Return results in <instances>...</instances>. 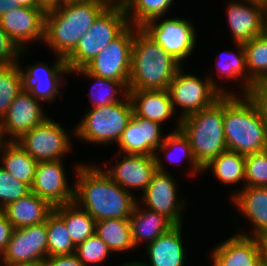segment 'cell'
Masks as SVG:
<instances>
[{"label":"cell","mask_w":267,"mask_h":266,"mask_svg":"<svg viewBox=\"0 0 267 266\" xmlns=\"http://www.w3.org/2000/svg\"><path fill=\"white\" fill-rule=\"evenodd\" d=\"M74 202L88 212L95 221L128 219L138 199L115 183L102 167L77 164L75 167Z\"/></svg>","instance_id":"cell-1"},{"label":"cell","mask_w":267,"mask_h":266,"mask_svg":"<svg viewBox=\"0 0 267 266\" xmlns=\"http://www.w3.org/2000/svg\"><path fill=\"white\" fill-rule=\"evenodd\" d=\"M112 0L66 2L46 10L43 43L66 59Z\"/></svg>","instance_id":"cell-2"},{"label":"cell","mask_w":267,"mask_h":266,"mask_svg":"<svg viewBox=\"0 0 267 266\" xmlns=\"http://www.w3.org/2000/svg\"><path fill=\"white\" fill-rule=\"evenodd\" d=\"M224 135L227 150L242 155L267 149V125L251 94L224 95Z\"/></svg>","instance_id":"cell-3"},{"label":"cell","mask_w":267,"mask_h":266,"mask_svg":"<svg viewBox=\"0 0 267 266\" xmlns=\"http://www.w3.org/2000/svg\"><path fill=\"white\" fill-rule=\"evenodd\" d=\"M181 67L142 28L134 32L128 90H167Z\"/></svg>","instance_id":"cell-4"},{"label":"cell","mask_w":267,"mask_h":266,"mask_svg":"<svg viewBox=\"0 0 267 266\" xmlns=\"http://www.w3.org/2000/svg\"><path fill=\"white\" fill-rule=\"evenodd\" d=\"M180 130L189 139L194 158L202 168L226 151L224 95L211 106L181 119Z\"/></svg>","instance_id":"cell-5"},{"label":"cell","mask_w":267,"mask_h":266,"mask_svg":"<svg viewBox=\"0 0 267 266\" xmlns=\"http://www.w3.org/2000/svg\"><path fill=\"white\" fill-rule=\"evenodd\" d=\"M129 26L121 2H112L94 21L65 59L70 71L84 68Z\"/></svg>","instance_id":"cell-6"},{"label":"cell","mask_w":267,"mask_h":266,"mask_svg":"<svg viewBox=\"0 0 267 266\" xmlns=\"http://www.w3.org/2000/svg\"><path fill=\"white\" fill-rule=\"evenodd\" d=\"M132 115L133 106L127 95L118 103L88 110L72 133L77 140L94 145L117 144Z\"/></svg>","instance_id":"cell-7"},{"label":"cell","mask_w":267,"mask_h":266,"mask_svg":"<svg viewBox=\"0 0 267 266\" xmlns=\"http://www.w3.org/2000/svg\"><path fill=\"white\" fill-rule=\"evenodd\" d=\"M183 66L177 71L168 85L169 93L174 110L176 106H181L180 115L174 131L180 130L181 119L203 110L214 104L223 95H234V93L226 91L221 84H218L211 75L203 79H199L196 75L184 73ZM223 88V89H222Z\"/></svg>","instance_id":"cell-8"},{"label":"cell","mask_w":267,"mask_h":266,"mask_svg":"<svg viewBox=\"0 0 267 266\" xmlns=\"http://www.w3.org/2000/svg\"><path fill=\"white\" fill-rule=\"evenodd\" d=\"M64 129L49 117L15 142L37 162L62 160L72 149L71 136Z\"/></svg>","instance_id":"cell-9"},{"label":"cell","mask_w":267,"mask_h":266,"mask_svg":"<svg viewBox=\"0 0 267 266\" xmlns=\"http://www.w3.org/2000/svg\"><path fill=\"white\" fill-rule=\"evenodd\" d=\"M48 256L46 223L14 229L0 266H35Z\"/></svg>","instance_id":"cell-10"},{"label":"cell","mask_w":267,"mask_h":266,"mask_svg":"<svg viewBox=\"0 0 267 266\" xmlns=\"http://www.w3.org/2000/svg\"><path fill=\"white\" fill-rule=\"evenodd\" d=\"M156 160L157 171L146 190L141 195L143 206L146 209L166 216L175 225L182 224V211L187 202L180 200L177 196V182L170 172L163 166V161L159 156H154ZM165 169V170H164Z\"/></svg>","instance_id":"cell-11"},{"label":"cell","mask_w":267,"mask_h":266,"mask_svg":"<svg viewBox=\"0 0 267 266\" xmlns=\"http://www.w3.org/2000/svg\"><path fill=\"white\" fill-rule=\"evenodd\" d=\"M138 29L129 25L117 38L111 41L84 69L92 75L129 81L131 71L134 32Z\"/></svg>","instance_id":"cell-12"},{"label":"cell","mask_w":267,"mask_h":266,"mask_svg":"<svg viewBox=\"0 0 267 266\" xmlns=\"http://www.w3.org/2000/svg\"><path fill=\"white\" fill-rule=\"evenodd\" d=\"M159 19L149 21L141 28L182 64V61L193 53L196 45L197 36L193 23L180 17L166 18L161 20L162 22H159Z\"/></svg>","instance_id":"cell-13"},{"label":"cell","mask_w":267,"mask_h":266,"mask_svg":"<svg viewBox=\"0 0 267 266\" xmlns=\"http://www.w3.org/2000/svg\"><path fill=\"white\" fill-rule=\"evenodd\" d=\"M40 102L42 103L41 100L35 99L26 89L16 96L7 113L0 120L2 141L17 140L23 133L40 125L49 117L45 115L42 108L43 104Z\"/></svg>","instance_id":"cell-14"},{"label":"cell","mask_w":267,"mask_h":266,"mask_svg":"<svg viewBox=\"0 0 267 266\" xmlns=\"http://www.w3.org/2000/svg\"><path fill=\"white\" fill-rule=\"evenodd\" d=\"M62 160L37 163L30 191L53 207L74 202L75 185L69 186Z\"/></svg>","instance_id":"cell-15"},{"label":"cell","mask_w":267,"mask_h":266,"mask_svg":"<svg viewBox=\"0 0 267 266\" xmlns=\"http://www.w3.org/2000/svg\"><path fill=\"white\" fill-rule=\"evenodd\" d=\"M212 250L211 266H258L267 256L266 240L233 234Z\"/></svg>","instance_id":"cell-16"},{"label":"cell","mask_w":267,"mask_h":266,"mask_svg":"<svg viewBox=\"0 0 267 266\" xmlns=\"http://www.w3.org/2000/svg\"><path fill=\"white\" fill-rule=\"evenodd\" d=\"M44 8L18 7L0 17V25L21 50H28V43L44 41Z\"/></svg>","instance_id":"cell-17"},{"label":"cell","mask_w":267,"mask_h":266,"mask_svg":"<svg viewBox=\"0 0 267 266\" xmlns=\"http://www.w3.org/2000/svg\"><path fill=\"white\" fill-rule=\"evenodd\" d=\"M53 64L50 66L47 63L38 62L35 65H26L25 69L21 67L24 89L35 99L42 102L50 101L51 104L55 98H62L59 91V88L62 87L60 82L65 75L70 73L64 58L56 56Z\"/></svg>","instance_id":"cell-18"},{"label":"cell","mask_w":267,"mask_h":266,"mask_svg":"<svg viewBox=\"0 0 267 266\" xmlns=\"http://www.w3.org/2000/svg\"><path fill=\"white\" fill-rule=\"evenodd\" d=\"M158 122L136 116L134 113L118 141L116 155H151L163 143L165 136Z\"/></svg>","instance_id":"cell-19"},{"label":"cell","mask_w":267,"mask_h":266,"mask_svg":"<svg viewBox=\"0 0 267 266\" xmlns=\"http://www.w3.org/2000/svg\"><path fill=\"white\" fill-rule=\"evenodd\" d=\"M103 170L126 191L132 193L133 189H140L143 193L157 168L154 156L121 153L117 163Z\"/></svg>","instance_id":"cell-20"},{"label":"cell","mask_w":267,"mask_h":266,"mask_svg":"<svg viewBox=\"0 0 267 266\" xmlns=\"http://www.w3.org/2000/svg\"><path fill=\"white\" fill-rule=\"evenodd\" d=\"M232 1L227 3L228 7L225 9L234 43L248 42L266 31L260 3L248 0Z\"/></svg>","instance_id":"cell-21"},{"label":"cell","mask_w":267,"mask_h":266,"mask_svg":"<svg viewBox=\"0 0 267 266\" xmlns=\"http://www.w3.org/2000/svg\"><path fill=\"white\" fill-rule=\"evenodd\" d=\"M232 203L252 223L253 232L238 234L267 240V187L246 186L231 191Z\"/></svg>","instance_id":"cell-22"},{"label":"cell","mask_w":267,"mask_h":266,"mask_svg":"<svg viewBox=\"0 0 267 266\" xmlns=\"http://www.w3.org/2000/svg\"><path fill=\"white\" fill-rule=\"evenodd\" d=\"M182 224L148 243L145 248L149 262L145 266H184L186 250L183 245Z\"/></svg>","instance_id":"cell-23"},{"label":"cell","mask_w":267,"mask_h":266,"mask_svg":"<svg viewBox=\"0 0 267 266\" xmlns=\"http://www.w3.org/2000/svg\"><path fill=\"white\" fill-rule=\"evenodd\" d=\"M133 113L162 125L176 112L167 90H128Z\"/></svg>","instance_id":"cell-24"},{"label":"cell","mask_w":267,"mask_h":266,"mask_svg":"<svg viewBox=\"0 0 267 266\" xmlns=\"http://www.w3.org/2000/svg\"><path fill=\"white\" fill-rule=\"evenodd\" d=\"M53 210L49 202L32 192L2 209L14 229L44 223Z\"/></svg>","instance_id":"cell-25"},{"label":"cell","mask_w":267,"mask_h":266,"mask_svg":"<svg viewBox=\"0 0 267 266\" xmlns=\"http://www.w3.org/2000/svg\"><path fill=\"white\" fill-rule=\"evenodd\" d=\"M136 203L132 215L128 218L131 228L132 241L135 248L143 243L145 246L169 231L175 224L166 216L142 208Z\"/></svg>","instance_id":"cell-26"},{"label":"cell","mask_w":267,"mask_h":266,"mask_svg":"<svg viewBox=\"0 0 267 266\" xmlns=\"http://www.w3.org/2000/svg\"><path fill=\"white\" fill-rule=\"evenodd\" d=\"M1 166L16 180L31 187L37 161L24 151L15 141H2L0 144Z\"/></svg>","instance_id":"cell-27"},{"label":"cell","mask_w":267,"mask_h":266,"mask_svg":"<svg viewBox=\"0 0 267 266\" xmlns=\"http://www.w3.org/2000/svg\"><path fill=\"white\" fill-rule=\"evenodd\" d=\"M53 211L64 221L75 246L95 233V219L75 202L56 206Z\"/></svg>","instance_id":"cell-28"},{"label":"cell","mask_w":267,"mask_h":266,"mask_svg":"<svg viewBox=\"0 0 267 266\" xmlns=\"http://www.w3.org/2000/svg\"><path fill=\"white\" fill-rule=\"evenodd\" d=\"M71 73H76L80 76L83 75L86 76V78H90V80L92 78L94 82L96 81L94 86L91 87L93 88L91 89V93L88 94L92 103V107L90 106V108L103 107L118 103L128 95V81H116L114 79H107L92 75L84 68L70 71V74Z\"/></svg>","instance_id":"cell-29"},{"label":"cell","mask_w":267,"mask_h":266,"mask_svg":"<svg viewBox=\"0 0 267 266\" xmlns=\"http://www.w3.org/2000/svg\"><path fill=\"white\" fill-rule=\"evenodd\" d=\"M249 73V94L260 84L267 83V31L243 43Z\"/></svg>","instance_id":"cell-30"},{"label":"cell","mask_w":267,"mask_h":266,"mask_svg":"<svg viewBox=\"0 0 267 266\" xmlns=\"http://www.w3.org/2000/svg\"><path fill=\"white\" fill-rule=\"evenodd\" d=\"M95 232L107 244L112 253H122L135 248L129 219L99 220L96 222Z\"/></svg>","instance_id":"cell-31"},{"label":"cell","mask_w":267,"mask_h":266,"mask_svg":"<svg viewBox=\"0 0 267 266\" xmlns=\"http://www.w3.org/2000/svg\"><path fill=\"white\" fill-rule=\"evenodd\" d=\"M208 169H212L219 182L234 185L241 180L245 187V155L226 150L204 166L203 171Z\"/></svg>","instance_id":"cell-32"},{"label":"cell","mask_w":267,"mask_h":266,"mask_svg":"<svg viewBox=\"0 0 267 266\" xmlns=\"http://www.w3.org/2000/svg\"><path fill=\"white\" fill-rule=\"evenodd\" d=\"M237 48V53L226 50L218 54L216 60L217 73L219 79L242 80L240 86H243L242 95H249V73L246 66V54L243 43H234ZM226 54V55H224ZM224 55V56H222Z\"/></svg>","instance_id":"cell-33"},{"label":"cell","mask_w":267,"mask_h":266,"mask_svg":"<svg viewBox=\"0 0 267 266\" xmlns=\"http://www.w3.org/2000/svg\"><path fill=\"white\" fill-rule=\"evenodd\" d=\"M129 25L141 28L147 22L164 17L174 0H121Z\"/></svg>","instance_id":"cell-34"},{"label":"cell","mask_w":267,"mask_h":266,"mask_svg":"<svg viewBox=\"0 0 267 266\" xmlns=\"http://www.w3.org/2000/svg\"><path fill=\"white\" fill-rule=\"evenodd\" d=\"M180 150V152H179ZM154 156H158L160 151L165 152V158L167 162L169 161L170 163H177L178 160L181 161V158H185L184 160L188 161L187 163L190 165V172L189 175H197L199 172H203V168L197 163L196 159L194 158L192 148L190 146L189 139L182 133L181 130L178 131H173L171 133H168V135H165V139L163 143L156 149ZM168 151V152H167ZM179 152L183 157L181 158H176L175 154ZM178 156V157H179Z\"/></svg>","instance_id":"cell-35"},{"label":"cell","mask_w":267,"mask_h":266,"mask_svg":"<svg viewBox=\"0 0 267 266\" xmlns=\"http://www.w3.org/2000/svg\"><path fill=\"white\" fill-rule=\"evenodd\" d=\"M20 63L0 67V120L7 113L16 96L24 90Z\"/></svg>","instance_id":"cell-36"},{"label":"cell","mask_w":267,"mask_h":266,"mask_svg":"<svg viewBox=\"0 0 267 266\" xmlns=\"http://www.w3.org/2000/svg\"><path fill=\"white\" fill-rule=\"evenodd\" d=\"M45 223L48 256L75 254L76 246L71 240L64 221L53 211Z\"/></svg>","instance_id":"cell-37"},{"label":"cell","mask_w":267,"mask_h":266,"mask_svg":"<svg viewBox=\"0 0 267 266\" xmlns=\"http://www.w3.org/2000/svg\"><path fill=\"white\" fill-rule=\"evenodd\" d=\"M112 252L107 244L96 234L88 237L76 246L75 255L84 266L99 265L104 263Z\"/></svg>","instance_id":"cell-38"},{"label":"cell","mask_w":267,"mask_h":266,"mask_svg":"<svg viewBox=\"0 0 267 266\" xmlns=\"http://www.w3.org/2000/svg\"><path fill=\"white\" fill-rule=\"evenodd\" d=\"M267 187V149L245 155V187Z\"/></svg>","instance_id":"cell-39"},{"label":"cell","mask_w":267,"mask_h":266,"mask_svg":"<svg viewBox=\"0 0 267 266\" xmlns=\"http://www.w3.org/2000/svg\"><path fill=\"white\" fill-rule=\"evenodd\" d=\"M30 192V187L27 184L16 180L0 167V210L9 203L25 197Z\"/></svg>","instance_id":"cell-40"},{"label":"cell","mask_w":267,"mask_h":266,"mask_svg":"<svg viewBox=\"0 0 267 266\" xmlns=\"http://www.w3.org/2000/svg\"><path fill=\"white\" fill-rule=\"evenodd\" d=\"M25 52L27 53L16 45L0 25V67L19 62L20 55L24 57Z\"/></svg>","instance_id":"cell-41"},{"label":"cell","mask_w":267,"mask_h":266,"mask_svg":"<svg viewBox=\"0 0 267 266\" xmlns=\"http://www.w3.org/2000/svg\"><path fill=\"white\" fill-rule=\"evenodd\" d=\"M13 231V225L8 221L6 214L0 210V256L5 251Z\"/></svg>","instance_id":"cell-42"},{"label":"cell","mask_w":267,"mask_h":266,"mask_svg":"<svg viewBox=\"0 0 267 266\" xmlns=\"http://www.w3.org/2000/svg\"><path fill=\"white\" fill-rule=\"evenodd\" d=\"M46 266H84L75 254L61 256H47Z\"/></svg>","instance_id":"cell-43"},{"label":"cell","mask_w":267,"mask_h":266,"mask_svg":"<svg viewBox=\"0 0 267 266\" xmlns=\"http://www.w3.org/2000/svg\"><path fill=\"white\" fill-rule=\"evenodd\" d=\"M251 95L254 97L256 102L258 103L264 119L267 125V83H263L255 87L251 91Z\"/></svg>","instance_id":"cell-44"},{"label":"cell","mask_w":267,"mask_h":266,"mask_svg":"<svg viewBox=\"0 0 267 266\" xmlns=\"http://www.w3.org/2000/svg\"><path fill=\"white\" fill-rule=\"evenodd\" d=\"M21 7L15 0H0V17L7 11Z\"/></svg>","instance_id":"cell-45"},{"label":"cell","mask_w":267,"mask_h":266,"mask_svg":"<svg viewBox=\"0 0 267 266\" xmlns=\"http://www.w3.org/2000/svg\"><path fill=\"white\" fill-rule=\"evenodd\" d=\"M39 4L45 9L49 10L61 5V0H38Z\"/></svg>","instance_id":"cell-46"},{"label":"cell","mask_w":267,"mask_h":266,"mask_svg":"<svg viewBox=\"0 0 267 266\" xmlns=\"http://www.w3.org/2000/svg\"><path fill=\"white\" fill-rule=\"evenodd\" d=\"M22 7L43 8L38 0H15Z\"/></svg>","instance_id":"cell-47"},{"label":"cell","mask_w":267,"mask_h":266,"mask_svg":"<svg viewBox=\"0 0 267 266\" xmlns=\"http://www.w3.org/2000/svg\"><path fill=\"white\" fill-rule=\"evenodd\" d=\"M261 13H262V22L265 30L267 31V0H262L260 2Z\"/></svg>","instance_id":"cell-48"},{"label":"cell","mask_w":267,"mask_h":266,"mask_svg":"<svg viewBox=\"0 0 267 266\" xmlns=\"http://www.w3.org/2000/svg\"><path fill=\"white\" fill-rule=\"evenodd\" d=\"M119 266H145L143 261H132V262H126Z\"/></svg>","instance_id":"cell-49"},{"label":"cell","mask_w":267,"mask_h":266,"mask_svg":"<svg viewBox=\"0 0 267 266\" xmlns=\"http://www.w3.org/2000/svg\"><path fill=\"white\" fill-rule=\"evenodd\" d=\"M258 266H267V256L259 263Z\"/></svg>","instance_id":"cell-50"},{"label":"cell","mask_w":267,"mask_h":266,"mask_svg":"<svg viewBox=\"0 0 267 266\" xmlns=\"http://www.w3.org/2000/svg\"><path fill=\"white\" fill-rule=\"evenodd\" d=\"M78 1H87V0H61V5L66 2H78Z\"/></svg>","instance_id":"cell-51"},{"label":"cell","mask_w":267,"mask_h":266,"mask_svg":"<svg viewBox=\"0 0 267 266\" xmlns=\"http://www.w3.org/2000/svg\"><path fill=\"white\" fill-rule=\"evenodd\" d=\"M248 1L260 3L262 0H248Z\"/></svg>","instance_id":"cell-52"},{"label":"cell","mask_w":267,"mask_h":266,"mask_svg":"<svg viewBox=\"0 0 267 266\" xmlns=\"http://www.w3.org/2000/svg\"><path fill=\"white\" fill-rule=\"evenodd\" d=\"M113 2H120L121 0H112Z\"/></svg>","instance_id":"cell-53"},{"label":"cell","mask_w":267,"mask_h":266,"mask_svg":"<svg viewBox=\"0 0 267 266\" xmlns=\"http://www.w3.org/2000/svg\"><path fill=\"white\" fill-rule=\"evenodd\" d=\"M35 266H46L45 264L35 265Z\"/></svg>","instance_id":"cell-54"}]
</instances>
